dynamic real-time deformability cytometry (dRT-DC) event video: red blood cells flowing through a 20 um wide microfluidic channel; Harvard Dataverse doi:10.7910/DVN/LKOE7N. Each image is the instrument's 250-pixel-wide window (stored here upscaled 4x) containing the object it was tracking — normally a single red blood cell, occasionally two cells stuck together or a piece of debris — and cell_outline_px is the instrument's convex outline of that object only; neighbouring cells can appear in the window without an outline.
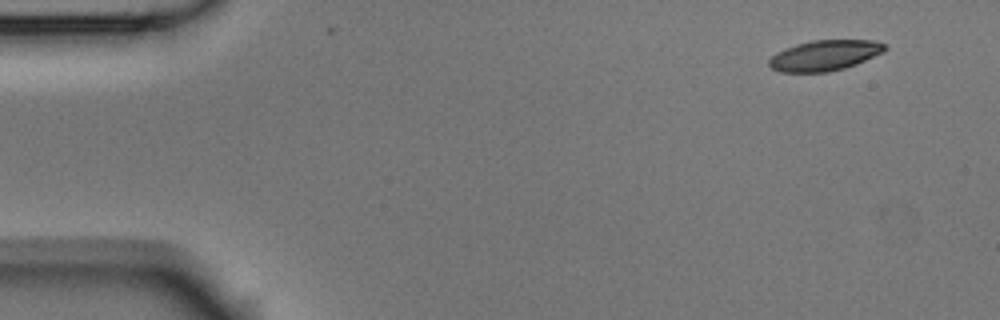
{"species": "Egyptian fruit bat (a non-hibernating species)", "species_latin": "Rousettus aegyptiacus", "temperature_condition": "room temperature", "stored_images_in_passage": 3, "camera_frame_rate_fps": 3000, "um_per_image_px": 0.085, "animal": {"sex": "male"}, "frame": {"image": 1, "passage_image": 1, "time_ms": 0.0, "image_size_px": [1000, 320], "cell_outline_px": [[888, 48], [884, 52], [856, 64], [844, 68], [828, 72], [780, 72], [772, 68], [768, 64], [768, 60], [776, 52], [796, 44], [812, 40], [872, 40], [884, 44]], "centroid_in_image_um": [70.09, 4.71], "position_along_channel_um": 14.9, "area_um2": 20.58}}
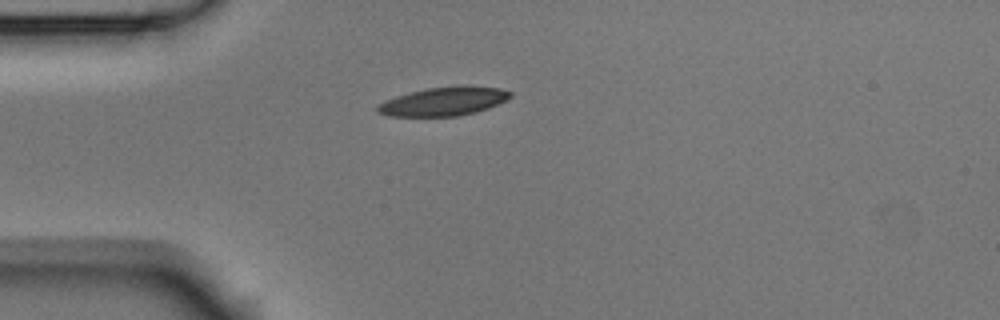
{"frame": {"image": 2, "passage_image": 3, "time_ms": 0.667, "image_size_px": [1000, 320], "cell_outline_px": [[512, 96], [488, 108], [476, 112], [456, 116], [388, 116], [376, 112], [376, 108], [384, 100], [396, 96], [428, 88], [500, 88], [512, 92]], "centroid_in_image_um": [37.63, 8.66], "position_along_channel_um": 47.4, "area_um2": 21.21}}